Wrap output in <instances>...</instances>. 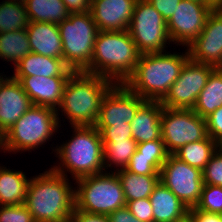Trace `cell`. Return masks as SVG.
<instances>
[{"mask_svg": "<svg viewBox=\"0 0 222 222\" xmlns=\"http://www.w3.org/2000/svg\"><path fill=\"white\" fill-rule=\"evenodd\" d=\"M188 216L193 222H222V214L204 212L195 207L189 209Z\"/></svg>", "mask_w": 222, "mask_h": 222, "instance_id": "cell-41", "label": "cell"}, {"mask_svg": "<svg viewBox=\"0 0 222 222\" xmlns=\"http://www.w3.org/2000/svg\"><path fill=\"white\" fill-rule=\"evenodd\" d=\"M125 170L138 175L160 176L161 165L154 158L141 155L136 150Z\"/></svg>", "mask_w": 222, "mask_h": 222, "instance_id": "cell-32", "label": "cell"}, {"mask_svg": "<svg viewBox=\"0 0 222 222\" xmlns=\"http://www.w3.org/2000/svg\"><path fill=\"white\" fill-rule=\"evenodd\" d=\"M214 69L215 67L211 65L197 63L189 58L182 67L179 77L160 101L161 105L167 108L193 109Z\"/></svg>", "mask_w": 222, "mask_h": 222, "instance_id": "cell-12", "label": "cell"}, {"mask_svg": "<svg viewBox=\"0 0 222 222\" xmlns=\"http://www.w3.org/2000/svg\"><path fill=\"white\" fill-rule=\"evenodd\" d=\"M12 77L20 81L26 76L70 77L74 72L69 69L63 59L51 58L30 52L14 68Z\"/></svg>", "mask_w": 222, "mask_h": 222, "instance_id": "cell-19", "label": "cell"}, {"mask_svg": "<svg viewBox=\"0 0 222 222\" xmlns=\"http://www.w3.org/2000/svg\"><path fill=\"white\" fill-rule=\"evenodd\" d=\"M222 106V69L215 68L208 77L206 86L200 92L193 111L206 118Z\"/></svg>", "mask_w": 222, "mask_h": 222, "instance_id": "cell-26", "label": "cell"}, {"mask_svg": "<svg viewBox=\"0 0 222 222\" xmlns=\"http://www.w3.org/2000/svg\"><path fill=\"white\" fill-rule=\"evenodd\" d=\"M149 199L153 207V222H178L188 216L189 209L160 181Z\"/></svg>", "mask_w": 222, "mask_h": 222, "instance_id": "cell-22", "label": "cell"}, {"mask_svg": "<svg viewBox=\"0 0 222 222\" xmlns=\"http://www.w3.org/2000/svg\"><path fill=\"white\" fill-rule=\"evenodd\" d=\"M24 173L0 166V206L23 205L25 203L31 179L26 178Z\"/></svg>", "mask_w": 222, "mask_h": 222, "instance_id": "cell-23", "label": "cell"}, {"mask_svg": "<svg viewBox=\"0 0 222 222\" xmlns=\"http://www.w3.org/2000/svg\"><path fill=\"white\" fill-rule=\"evenodd\" d=\"M7 1H10V2H13V3H24L26 2V0H7Z\"/></svg>", "mask_w": 222, "mask_h": 222, "instance_id": "cell-46", "label": "cell"}, {"mask_svg": "<svg viewBox=\"0 0 222 222\" xmlns=\"http://www.w3.org/2000/svg\"><path fill=\"white\" fill-rule=\"evenodd\" d=\"M63 46V61L74 72L86 71L93 57L94 44L99 32L90 11L70 13L58 24Z\"/></svg>", "mask_w": 222, "mask_h": 222, "instance_id": "cell-7", "label": "cell"}, {"mask_svg": "<svg viewBox=\"0 0 222 222\" xmlns=\"http://www.w3.org/2000/svg\"><path fill=\"white\" fill-rule=\"evenodd\" d=\"M168 21L181 0H147Z\"/></svg>", "mask_w": 222, "mask_h": 222, "instance_id": "cell-39", "label": "cell"}, {"mask_svg": "<svg viewBox=\"0 0 222 222\" xmlns=\"http://www.w3.org/2000/svg\"><path fill=\"white\" fill-rule=\"evenodd\" d=\"M186 51L182 55L166 51L141 54L134 72L123 84L145 100L161 101L189 59Z\"/></svg>", "mask_w": 222, "mask_h": 222, "instance_id": "cell-2", "label": "cell"}, {"mask_svg": "<svg viewBox=\"0 0 222 222\" xmlns=\"http://www.w3.org/2000/svg\"><path fill=\"white\" fill-rule=\"evenodd\" d=\"M205 119L208 136L218 144L222 140V106Z\"/></svg>", "mask_w": 222, "mask_h": 222, "instance_id": "cell-38", "label": "cell"}, {"mask_svg": "<svg viewBox=\"0 0 222 222\" xmlns=\"http://www.w3.org/2000/svg\"><path fill=\"white\" fill-rule=\"evenodd\" d=\"M71 222H110L108 215L92 214L74 209L70 217Z\"/></svg>", "mask_w": 222, "mask_h": 222, "instance_id": "cell-40", "label": "cell"}, {"mask_svg": "<svg viewBox=\"0 0 222 222\" xmlns=\"http://www.w3.org/2000/svg\"><path fill=\"white\" fill-rule=\"evenodd\" d=\"M140 55L128 30L99 31L85 72L124 83L134 72Z\"/></svg>", "mask_w": 222, "mask_h": 222, "instance_id": "cell-4", "label": "cell"}, {"mask_svg": "<svg viewBox=\"0 0 222 222\" xmlns=\"http://www.w3.org/2000/svg\"><path fill=\"white\" fill-rule=\"evenodd\" d=\"M116 170L115 173L121 182L126 203L132 200L149 198L160 181V176L138 175L119 168Z\"/></svg>", "mask_w": 222, "mask_h": 222, "instance_id": "cell-24", "label": "cell"}, {"mask_svg": "<svg viewBox=\"0 0 222 222\" xmlns=\"http://www.w3.org/2000/svg\"><path fill=\"white\" fill-rule=\"evenodd\" d=\"M31 52L63 59V46L57 24L30 22L26 28Z\"/></svg>", "mask_w": 222, "mask_h": 222, "instance_id": "cell-20", "label": "cell"}, {"mask_svg": "<svg viewBox=\"0 0 222 222\" xmlns=\"http://www.w3.org/2000/svg\"><path fill=\"white\" fill-rule=\"evenodd\" d=\"M218 148L222 151V140L218 143Z\"/></svg>", "mask_w": 222, "mask_h": 222, "instance_id": "cell-48", "label": "cell"}, {"mask_svg": "<svg viewBox=\"0 0 222 222\" xmlns=\"http://www.w3.org/2000/svg\"><path fill=\"white\" fill-rule=\"evenodd\" d=\"M160 182L188 208L195 207L204 185L202 170L168 155L161 166Z\"/></svg>", "mask_w": 222, "mask_h": 222, "instance_id": "cell-11", "label": "cell"}, {"mask_svg": "<svg viewBox=\"0 0 222 222\" xmlns=\"http://www.w3.org/2000/svg\"><path fill=\"white\" fill-rule=\"evenodd\" d=\"M116 83L85 71L73 72L64 88L59 108L73 126H94L103 98Z\"/></svg>", "mask_w": 222, "mask_h": 222, "instance_id": "cell-3", "label": "cell"}, {"mask_svg": "<svg viewBox=\"0 0 222 222\" xmlns=\"http://www.w3.org/2000/svg\"><path fill=\"white\" fill-rule=\"evenodd\" d=\"M68 79L69 77L26 76L19 82L33 105L60 111L59 106Z\"/></svg>", "mask_w": 222, "mask_h": 222, "instance_id": "cell-18", "label": "cell"}, {"mask_svg": "<svg viewBox=\"0 0 222 222\" xmlns=\"http://www.w3.org/2000/svg\"><path fill=\"white\" fill-rule=\"evenodd\" d=\"M29 17L24 3L3 1L0 3V33L26 29Z\"/></svg>", "mask_w": 222, "mask_h": 222, "instance_id": "cell-30", "label": "cell"}, {"mask_svg": "<svg viewBox=\"0 0 222 222\" xmlns=\"http://www.w3.org/2000/svg\"><path fill=\"white\" fill-rule=\"evenodd\" d=\"M4 77L0 83V137L33 105L19 81Z\"/></svg>", "mask_w": 222, "mask_h": 222, "instance_id": "cell-16", "label": "cell"}, {"mask_svg": "<svg viewBox=\"0 0 222 222\" xmlns=\"http://www.w3.org/2000/svg\"><path fill=\"white\" fill-rule=\"evenodd\" d=\"M128 31L140 54L165 52L171 42L167 21L147 0H137Z\"/></svg>", "mask_w": 222, "mask_h": 222, "instance_id": "cell-10", "label": "cell"}, {"mask_svg": "<svg viewBox=\"0 0 222 222\" xmlns=\"http://www.w3.org/2000/svg\"><path fill=\"white\" fill-rule=\"evenodd\" d=\"M178 222H193L189 216H187L185 219L178 221Z\"/></svg>", "mask_w": 222, "mask_h": 222, "instance_id": "cell-47", "label": "cell"}, {"mask_svg": "<svg viewBox=\"0 0 222 222\" xmlns=\"http://www.w3.org/2000/svg\"><path fill=\"white\" fill-rule=\"evenodd\" d=\"M187 49L194 62L215 68L222 66V7L208 14L203 30Z\"/></svg>", "mask_w": 222, "mask_h": 222, "instance_id": "cell-15", "label": "cell"}, {"mask_svg": "<svg viewBox=\"0 0 222 222\" xmlns=\"http://www.w3.org/2000/svg\"><path fill=\"white\" fill-rule=\"evenodd\" d=\"M26 11L30 22L60 24L70 12L62 0H26Z\"/></svg>", "mask_w": 222, "mask_h": 222, "instance_id": "cell-25", "label": "cell"}, {"mask_svg": "<svg viewBox=\"0 0 222 222\" xmlns=\"http://www.w3.org/2000/svg\"><path fill=\"white\" fill-rule=\"evenodd\" d=\"M58 110L32 105L16 123L1 136V148L4 153L37 149L49 141L61 127ZM60 125V126H59ZM16 151V152H15Z\"/></svg>", "mask_w": 222, "mask_h": 222, "instance_id": "cell-6", "label": "cell"}, {"mask_svg": "<svg viewBox=\"0 0 222 222\" xmlns=\"http://www.w3.org/2000/svg\"><path fill=\"white\" fill-rule=\"evenodd\" d=\"M31 52L26 29L0 33V58L13 61L14 67Z\"/></svg>", "mask_w": 222, "mask_h": 222, "instance_id": "cell-27", "label": "cell"}, {"mask_svg": "<svg viewBox=\"0 0 222 222\" xmlns=\"http://www.w3.org/2000/svg\"><path fill=\"white\" fill-rule=\"evenodd\" d=\"M108 217L110 222H142L131 214L127 206L117 209Z\"/></svg>", "mask_w": 222, "mask_h": 222, "instance_id": "cell-42", "label": "cell"}, {"mask_svg": "<svg viewBox=\"0 0 222 222\" xmlns=\"http://www.w3.org/2000/svg\"><path fill=\"white\" fill-rule=\"evenodd\" d=\"M72 129L74 137L71 136V140L55 147L61 163L52 169L66 177L65 172L68 171L74 180L103 173L104 150L100 132L95 126H73Z\"/></svg>", "mask_w": 222, "mask_h": 222, "instance_id": "cell-5", "label": "cell"}, {"mask_svg": "<svg viewBox=\"0 0 222 222\" xmlns=\"http://www.w3.org/2000/svg\"><path fill=\"white\" fill-rule=\"evenodd\" d=\"M24 205L35 222H65L75 209V189L52 168L30 177Z\"/></svg>", "mask_w": 222, "mask_h": 222, "instance_id": "cell-1", "label": "cell"}, {"mask_svg": "<svg viewBox=\"0 0 222 222\" xmlns=\"http://www.w3.org/2000/svg\"><path fill=\"white\" fill-rule=\"evenodd\" d=\"M195 208L208 213L222 214V187L204 184Z\"/></svg>", "mask_w": 222, "mask_h": 222, "instance_id": "cell-31", "label": "cell"}, {"mask_svg": "<svg viewBox=\"0 0 222 222\" xmlns=\"http://www.w3.org/2000/svg\"><path fill=\"white\" fill-rule=\"evenodd\" d=\"M70 13H84L91 9V0H62Z\"/></svg>", "mask_w": 222, "mask_h": 222, "instance_id": "cell-43", "label": "cell"}, {"mask_svg": "<svg viewBox=\"0 0 222 222\" xmlns=\"http://www.w3.org/2000/svg\"><path fill=\"white\" fill-rule=\"evenodd\" d=\"M0 222H35L26 206L1 205Z\"/></svg>", "mask_w": 222, "mask_h": 222, "instance_id": "cell-35", "label": "cell"}, {"mask_svg": "<svg viewBox=\"0 0 222 222\" xmlns=\"http://www.w3.org/2000/svg\"><path fill=\"white\" fill-rule=\"evenodd\" d=\"M189 1L199 2L204 4H213L211 0H189Z\"/></svg>", "mask_w": 222, "mask_h": 222, "instance_id": "cell-44", "label": "cell"}, {"mask_svg": "<svg viewBox=\"0 0 222 222\" xmlns=\"http://www.w3.org/2000/svg\"><path fill=\"white\" fill-rule=\"evenodd\" d=\"M207 136L206 119L193 109L162 108L161 139L169 155L184 145L201 141Z\"/></svg>", "mask_w": 222, "mask_h": 222, "instance_id": "cell-9", "label": "cell"}, {"mask_svg": "<svg viewBox=\"0 0 222 222\" xmlns=\"http://www.w3.org/2000/svg\"><path fill=\"white\" fill-rule=\"evenodd\" d=\"M217 148L218 144L207 136L201 141L184 145L173 155L190 166L203 170Z\"/></svg>", "mask_w": 222, "mask_h": 222, "instance_id": "cell-28", "label": "cell"}, {"mask_svg": "<svg viewBox=\"0 0 222 222\" xmlns=\"http://www.w3.org/2000/svg\"><path fill=\"white\" fill-rule=\"evenodd\" d=\"M216 7H222V0H211Z\"/></svg>", "mask_w": 222, "mask_h": 222, "instance_id": "cell-45", "label": "cell"}, {"mask_svg": "<svg viewBox=\"0 0 222 222\" xmlns=\"http://www.w3.org/2000/svg\"><path fill=\"white\" fill-rule=\"evenodd\" d=\"M131 214L142 222H153V207L149 198L132 200L126 203Z\"/></svg>", "mask_w": 222, "mask_h": 222, "instance_id": "cell-37", "label": "cell"}, {"mask_svg": "<svg viewBox=\"0 0 222 222\" xmlns=\"http://www.w3.org/2000/svg\"><path fill=\"white\" fill-rule=\"evenodd\" d=\"M100 132L102 141H121L133 139L130 125L95 126Z\"/></svg>", "mask_w": 222, "mask_h": 222, "instance_id": "cell-36", "label": "cell"}, {"mask_svg": "<svg viewBox=\"0 0 222 222\" xmlns=\"http://www.w3.org/2000/svg\"><path fill=\"white\" fill-rule=\"evenodd\" d=\"M75 208L92 214L109 215L126 206V199L118 175L100 173L76 180Z\"/></svg>", "mask_w": 222, "mask_h": 222, "instance_id": "cell-8", "label": "cell"}, {"mask_svg": "<svg viewBox=\"0 0 222 222\" xmlns=\"http://www.w3.org/2000/svg\"><path fill=\"white\" fill-rule=\"evenodd\" d=\"M146 101L123 83H117L103 98L94 126L130 125L138 109Z\"/></svg>", "mask_w": 222, "mask_h": 222, "instance_id": "cell-14", "label": "cell"}, {"mask_svg": "<svg viewBox=\"0 0 222 222\" xmlns=\"http://www.w3.org/2000/svg\"><path fill=\"white\" fill-rule=\"evenodd\" d=\"M216 6L189 0H181L173 16L167 21V31L171 42L188 47L201 33L208 14Z\"/></svg>", "mask_w": 222, "mask_h": 222, "instance_id": "cell-13", "label": "cell"}, {"mask_svg": "<svg viewBox=\"0 0 222 222\" xmlns=\"http://www.w3.org/2000/svg\"><path fill=\"white\" fill-rule=\"evenodd\" d=\"M137 0H91L93 20L99 31L128 30Z\"/></svg>", "mask_w": 222, "mask_h": 222, "instance_id": "cell-17", "label": "cell"}, {"mask_svg": "<svg viewBox=\"0 0 222 222\" xmlns=\"http://www.w3.org/2000/svg\"><path fill=\"white\" fill-rule=\"evenodd\" d=\"M137 151L141 153V155L154 158L161 166L165 163L169 155L161 138L138 143Z\"/></svg>", "mask_w": 222, "mask_h": 222, "instance_id": "cell-34", "label": "cell"}, {"mask_svg": "<svg viewBox=\"0 0 222 222\" xmlns=\"http://www.w3.org/2000/svg\"><path fill=\"white\" fill-rule=\"evenodd\" d=\"M102 143L105 170H107L108 167H113L111 166L112 164L120 167V169H125L128 166L131 157L136 152L138 144L134 139L102 141Z\"/></svg>", "mask_w": 222, "mask_h": 222, "instance_id": "cell-29", "label": "cell"}, {"mask_svg": "<svg viewBox=\"0 0 222 222\" xmlns=\"http://www.w3.org/2000/svg\"><path fill=\"white\" fill-rule=\"evenodd\" d=\"M1 75V74H0ZM4 78H3V76L1 75L0 76V83H1V81L3 80Z\"/></svg>", "mask_w": 222, "mask_h": 222, "instance_id": "cell-49", "label": "cell"}, {"mask_svg": "<svg viewBox=\"0 0 222 222\" xmlns=\"http://www.w3.org/2000/svg\"><path fill=\"white\" fill-rule=\"evenodd\" d=\"M160 101L147 100L137 111L130 123L132 137L137 143L157 140L161 138V115Z\"/></svg>", "mask_w": 222, "mask_h": 222, "instance_id": "cell-21", "label": "cell"}, {"mask_svg": "<svg viewBox=\"0 0 222 222\" xmlns=\"http://www.w3.org/2000/svg\"><path fill=\"white\" fill-rule=\"evenodd\" d=\"M202 175L204 184L222 187V151L219 148L205 165Z\"/></svg>", "mask_w": 222, "mask_h": 222, "instance_id": "cell-33", "label": "cell"}]
</instances>
